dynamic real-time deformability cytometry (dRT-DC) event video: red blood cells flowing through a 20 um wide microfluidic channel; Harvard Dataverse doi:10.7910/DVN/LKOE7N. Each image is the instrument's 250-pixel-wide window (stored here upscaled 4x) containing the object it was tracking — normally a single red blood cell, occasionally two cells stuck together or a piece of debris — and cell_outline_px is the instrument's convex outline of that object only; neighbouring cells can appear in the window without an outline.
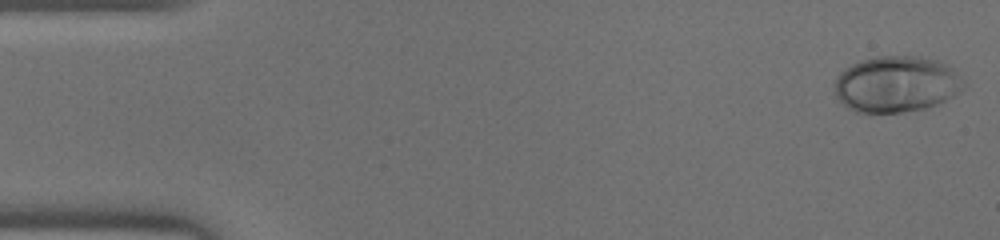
{"species": "human", "species_latin": "Homo sapiens", "temperature_condition": "warm", "stored_images_in_passage": 46, "camera_frame_rate_fps": 3000, "um_per_image_px": 0.085, "donor": {"sex": "male"}, "frame": {"image": 1, "passage_image": 1, "time_ms": 0.0, "image_size_px": [1000, 240], "cell_outline_px": [[968, 84], [960, 92], [940, 104], [928, 108], [904, 112], [856, 112], [848, 108], [836, 96], [836, 80], [840, 72], [844, 68], [852, 64], [876, 56], [920, 56], [936, 60], [952, 68]], "centroid_in_image_um": [76.25, 7.16], "position_along_channel_um": 8.8, "area_um2": 42.43}}
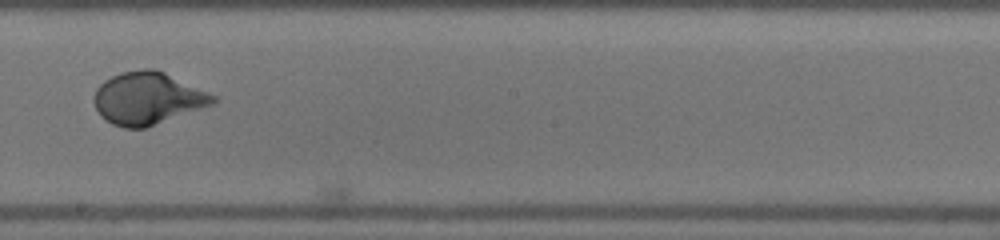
{"frame": {"image": 2, "passage_image": 26, "time_ms": 8.333, "image_size_px": [1000, 240], "cell_outline_px": [[220, 100], [212, 104], [144, 128], [124, 128], [112, 124], [100, 116], [92, 100], [92, 96], [96, 88], [104, 80], [120, 72], [140, 68], [156, 68], [208, 92], [216, 96]], "centroid_in_image_um": [12.5, 8.33], "position_along_channel_um": 235.7, "area_um2": 36.36}}
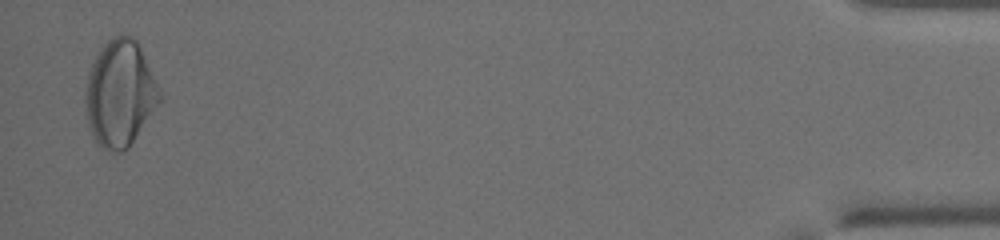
{"frame": {"image": 3, "passage_image": 45, "time_ms": 14.667, "image_size_px": [1000, 240], "cell_outline_px": [[164, 96], [128, 148], [120, 152], [116, 152], [104, 148], [92, 136], [88, 128], [84, 104], [84, 88], [88, 72], [92, 60], [100, 48], [112, 36], [132, 36], [136, 40]], "centroid_in_image_um": [10.17, 7.94], "position_along_channel_um": 425.0, "area_um2": 46.24}}